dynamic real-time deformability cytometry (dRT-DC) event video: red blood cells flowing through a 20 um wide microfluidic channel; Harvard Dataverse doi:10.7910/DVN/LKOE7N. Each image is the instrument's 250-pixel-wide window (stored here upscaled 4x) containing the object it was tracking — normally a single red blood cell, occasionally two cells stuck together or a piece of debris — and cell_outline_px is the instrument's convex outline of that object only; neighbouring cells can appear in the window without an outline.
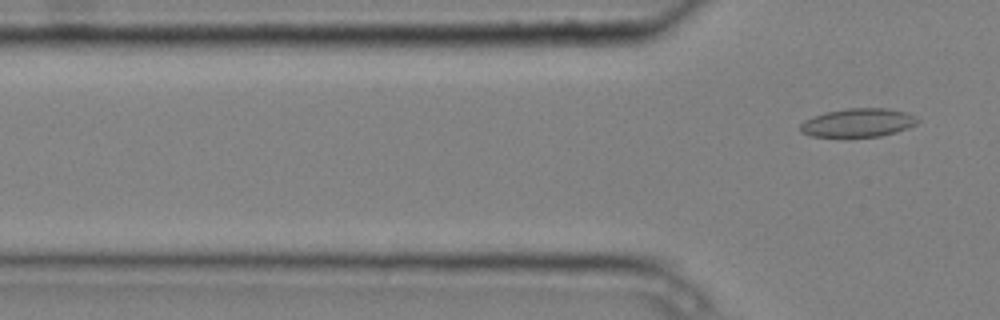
{"species": "common noctule bat (a hibernating species)", "species_latin": "Nyctalus noctula", "temperature_condition": "cold", "stored_images_in_passage": 3, "camera_frame_rate_fps": 3000, "um_per_image_px": 0.085, "animal": {"sex": "male", "body_mass_g": 20.4}, "frame": {"image": 1, "passage_image": 3, "time_ms": 0.667, "image_size_px": [1000, 320], "cell_outline_px": [[920, 120], [916, 124], [908, 128], [896, 132], [880, 136], [844, 140], [812, 136], [800, 132], [800, 124], [804, 120], [812, 116], [824, 112], [848, 108], [884, 108], [908, 112], [916, 116]], "centroid_in_image_um": [72.89, 10.47], "position_along_channel_um": 52.9, "area_um2": 20.52}}